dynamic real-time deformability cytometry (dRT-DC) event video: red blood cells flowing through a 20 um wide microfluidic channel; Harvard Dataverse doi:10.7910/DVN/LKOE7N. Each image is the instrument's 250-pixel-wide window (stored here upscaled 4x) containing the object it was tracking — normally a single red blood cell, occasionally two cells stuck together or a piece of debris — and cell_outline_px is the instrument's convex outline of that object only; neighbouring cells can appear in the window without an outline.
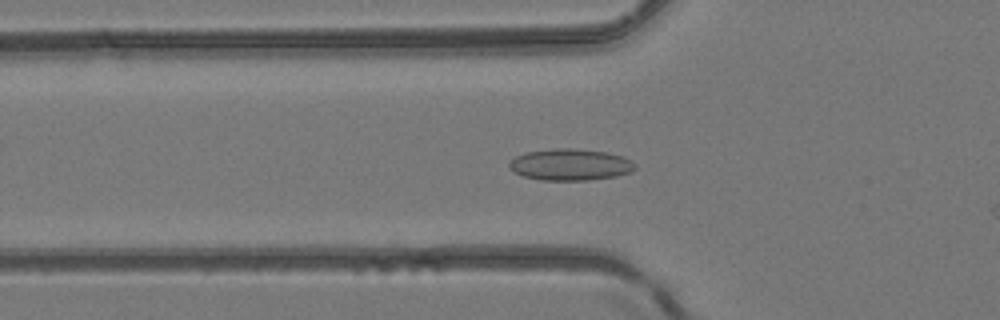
{"species": "common noctule bat (a hibernating species)", "species_latin": "Nyctalus noctula", "temperature_condition": "room temperature", "stored_images_in_passage": 42, "camera_frame_rate_fps": 3000, "um_per_image_px": 0.085, "animal": {"sex": "female", "body_mass_g": 24.6, "forearm_length_mm": 56.2}, "frame": {"image": 1, "passage_image": 16, "time_ms": 5.0, "image_size_px": [1000, 320], "cell_outline_px": [[636, 168], [632, 172], [616, 176], [588, 180], [540, 180], [524, 176], [508, 168], [508, 164], [516, 156], [528, 152], [556, 148], [572, 148], [608, 152], [624, 156], [632, 160], [636, 164]], "centroid_in_image_um": [48.53, 13.99], "position_along_channel_um": 77.3, "area_um2": 23.24}}
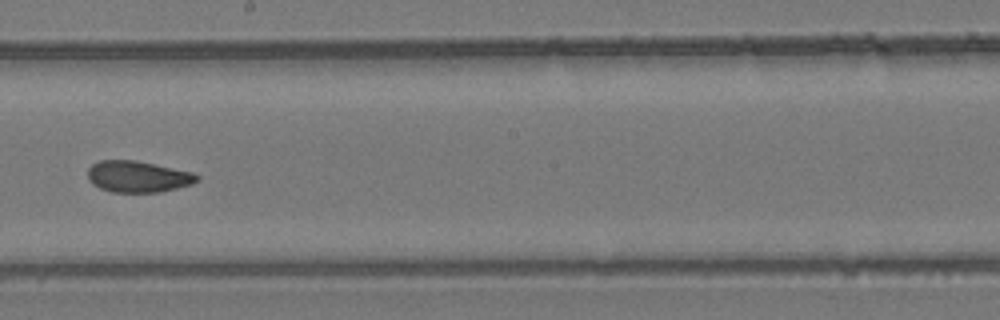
{"frame": {"image": 2, "passage_image": 27, "time_ms": 8.667, "image_size_px": [1000, 320], "cell_outline_px": [[200, 180], [192, 184], [160, 192], [112, 192], [100, 188], [92, 184], [88, 180], [88, 168], [92, 164], [100, 160], [132, 160], [196, 172], [200, 176]], "centroid_in_image_um": [11.74, 15.01], "position_along_channel_um": 236.5, "area_um2": 20.11}}
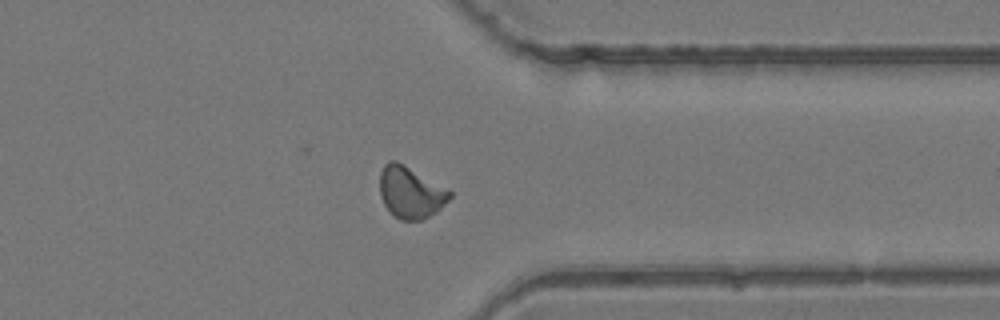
{"frame": {"image": 3, "passage_image": 37, "time_ms": 12.0, "image_size_px": [1000, 320], "cell_outline_px": [[452, 196], [436, 212], [420, 220], [400, 220], [388, 212], [380, 196], [380, 172], [384, 164], [388, 160], [396, 160], [452, 192]], "centroid_in_image_um": [34.85, 16.36], "position_along_channel_um": 376.5, "area_um2": 20.87}}